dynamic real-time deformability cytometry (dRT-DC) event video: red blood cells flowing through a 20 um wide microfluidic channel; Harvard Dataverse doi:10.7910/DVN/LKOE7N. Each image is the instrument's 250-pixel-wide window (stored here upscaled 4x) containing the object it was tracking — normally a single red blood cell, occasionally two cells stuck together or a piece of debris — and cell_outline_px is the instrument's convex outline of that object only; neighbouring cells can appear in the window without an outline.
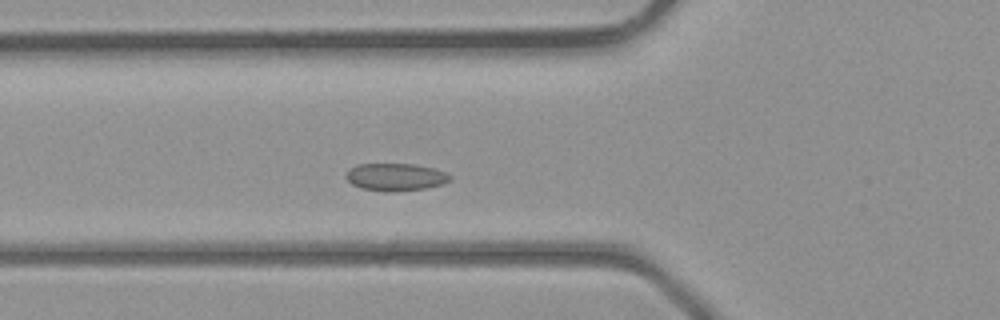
{"species": "common noctule bat (a hibernating species)", "species_latin": "Nyctalus noctula", "temperature_condition": "room temperature", "stored_images_in_passage": 35, "camera_frame_rate_fps": 3000, "um_per_image_px": 0.085, "animal": {"sex": "male", "body_mass_g": 23.1, "forearm_length_mm": 52.7}, "frame": {"image": 1, "passage_image": 9, "time_ms": 2.667, "image_size_px": [1000, 320], "cell_outline_px": [[452, 176], [444, 184], [428, 188], [388, 192], [384, 192], [360, 188], [352, 184], [344, 176], [348, 168], [356, 164], [412, 164], [432, 168], [444, 172]], "centroid_in_image_um": [33.57, 15.05], "position_along_channel_um": 92.2, "area_um2": 16.76}}
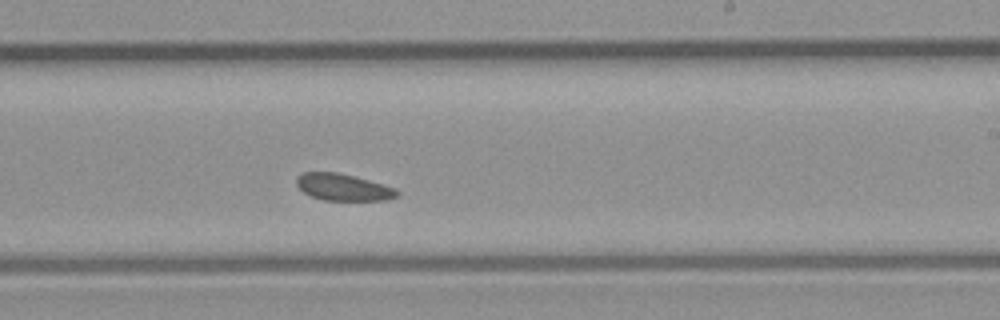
{"frame": {"image": 2, "passage_image": 19, "time_ms": 6.0, "image_size_px": [1000, 320], "cell_outline_px": [[400, 196], [388, 200], [324, 200], [312, 196], [304, 192], [296, 184], [296, 176], [304, 172], [336, 172], [368, 180], [396, 188], [400, 192]], "centroid_in_image_um": [29.2, 15.92], "position_along_channel_um": 259.8, "area_um2": 15.66}}
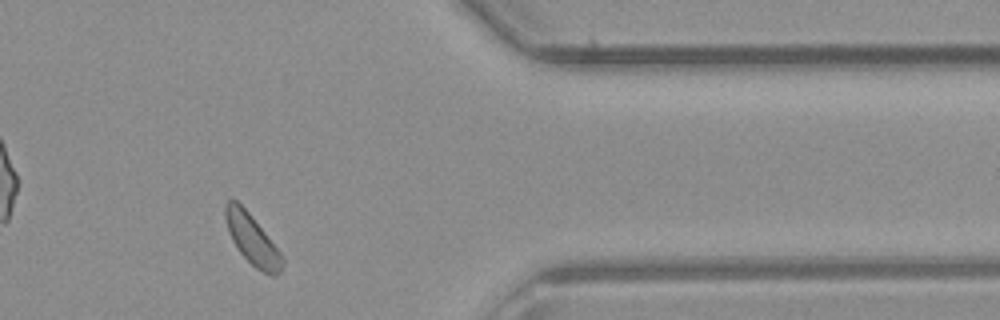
{"frame": {"image": 3, "passage_image": 28, "time_ms": 9.0, "image_size_px": [1000, 320], "cell_outline_px": [[284, 264], [280, 272], [276, 276], [272, 276], [256, 268], [236, 248], [228, 232], [224, 216], [224, 204], [228, 200], [236, 200], [248, 212], [284, 256]], "centroid_in_image_um": [21.43, 20.37], "position_along_channel_um": 390.0, "area_um2": 16.59}}